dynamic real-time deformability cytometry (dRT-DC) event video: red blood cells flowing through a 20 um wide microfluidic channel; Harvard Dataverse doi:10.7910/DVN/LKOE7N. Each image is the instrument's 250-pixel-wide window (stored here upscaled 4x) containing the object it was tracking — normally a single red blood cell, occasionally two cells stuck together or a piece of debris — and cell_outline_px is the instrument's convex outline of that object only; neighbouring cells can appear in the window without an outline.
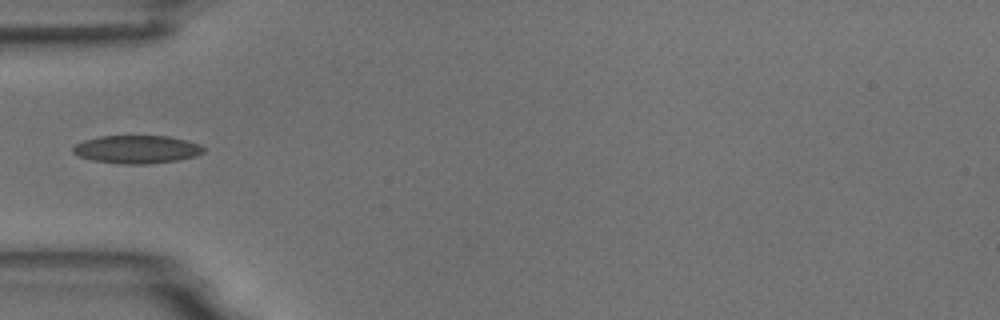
{"species": "common noctule bat (a hibernating species)", "species_latin": "Nyctalus noctula", "temperature_condition": "room temperature", "stored_images_in_passage": 5, "camera_frame_rate_fps": 3000, "um_per_image_px": 0.085, "animal": {"sex": "male", "body_mass_g": 18.8}, "frame": {"image": 1, "passage_image": 5, "time_ms": 5.0, "image_size_px": [1000, 320], "cell_outline_px": [[204, 152], [196, 156], [176, 160], [148, 164], [120, 164], [92, 160], [80, 156], [72, 152], [72, 148], [76, 144], [84, 140], [100, 136], [168, 136], [188, 140], [200, 144], [204, 148]], "centroid_in_image_um": [11.64, 12.69], "position_along_channel_um": 73.4, "area_um2": 21.39}}